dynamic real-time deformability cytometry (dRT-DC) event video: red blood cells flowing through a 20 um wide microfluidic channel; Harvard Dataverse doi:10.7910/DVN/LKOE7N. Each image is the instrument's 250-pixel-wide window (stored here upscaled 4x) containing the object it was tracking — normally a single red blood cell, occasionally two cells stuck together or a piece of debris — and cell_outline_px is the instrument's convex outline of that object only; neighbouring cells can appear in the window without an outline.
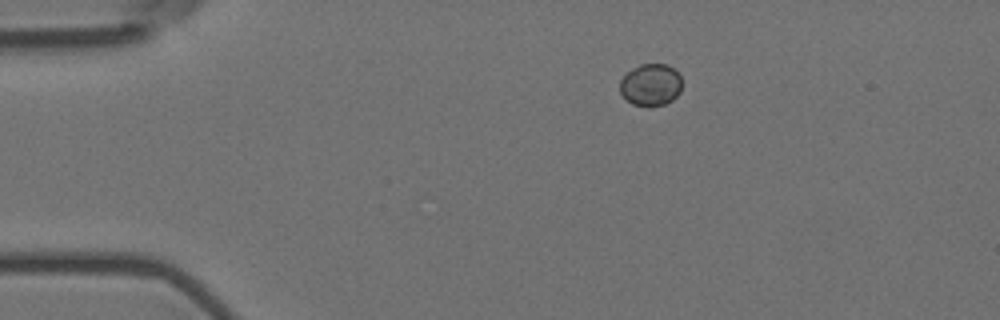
{"species": "Egyptian fruit bat (a non-hibernating species)", "species_latin": "Rousettus aegyptiacus", "temperature_condition": "room temperature", "stored_images_in_passage": 6, "camera_frame_rate_fps": 3000, "um_per_image_px": 0.085, "animal": {"sex": "female"}, "frame": {"image": 1, "passage_image": 1, "time_ms": 0.0, "image_size_px": [1000, 320], "cell_outline_px": [[680, 92], [672, 100], [664, 104], [648, 108], [632, 104], [620, 92], [620, 80], [632, 68], [640, 64], [668, 64], [680, 76]], "centroid_in_image_um": [55.3, 7.22], "position_along_channel_um": 29.7, "area_um2": 15.2}}
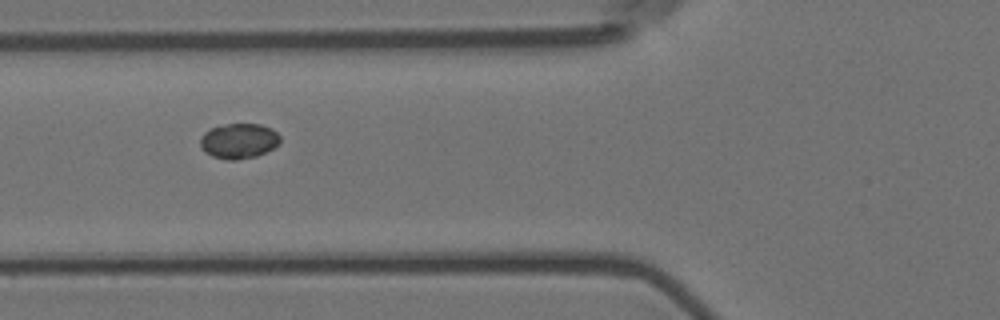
{"frame": {"image": 2, "passage_image": 4, "time_ms": 1.0, "image_size_px": [1000, 320], "cell_outline_px": [[280, 144], [256, 156], [236, 160], [228, 160], [212, 156], [204, 152], [200, 148], [200, 136], [204, 132], [212, 128], [228, 124], [260, 124], [272, 128], [280, 136]], "centroid_in_image_um": [20.29, 11.98], "position_along_channel_um": 105.5, "area_um2": 16.42}}
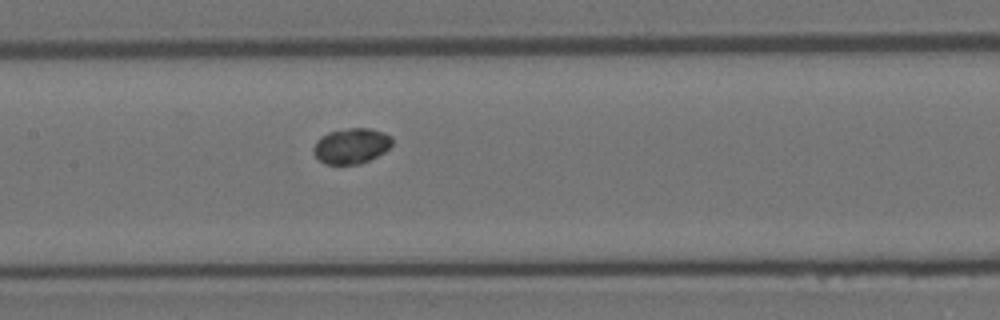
{"frame": {"image": 3, "passage_image": 6, "time_ms": 1.667, "image_size_px": [1000, 320], "cell_outline_px": [[392, 144], [384, 152], [360, 164], [324, 164], [312, 152], [312, 148], [316, 140], [320, 136], [328, 132], [348, 128], [368, 128], [384, 132], [392, 136]], "centroid_in_image_um": [29.84, 12.39], "position_along_channel_um": 177.6, "area_um2": 16.36}}